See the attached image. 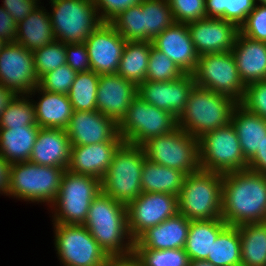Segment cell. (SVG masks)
Masks as SVG:
<instances>
[{
	"label": "cell",
	"mask_w": 266,
	"mask_h": 266,
	"mask_svg": "<svg viewBox=\"0 0 266 266\" xmlns=\"http://www.w3.org/2000/svg\"><path fill=\"white\" fill-rule=\"evenodd\" d=\"M222 219L232 226L266 221V176L251 170L223 174Z\"/></svg>",
	"instance_id": "obj_1"
},
{
	"label": "cell",
	"mask_w": 266,
	"mask_h": 266,
	"mask_svg": "<svg viewBox=\"0 0 266 266\" xmlns=\"http://www.w3.org/2000/svg\"><path fill=\"white\" fill-rule=\"evenodd\" d=\"M83 225L109 257L132 254L134 241L128 229L126 204L101 191L90 204Z\"/></svg>",
	"instance_id": "obj_2"
},
{
	"label": "cell",
	"mask_w": 266,
	"mask_h": 266,
	"mask_svg": "<svg viewBox=\"0 0 266 266\" xmlns=\"http://www.w3.org/2000/svg\"><path fill=\"white\" fill-rule=\"evenodd\" d=\"M233 98L195 85L191 90L185 110L178 118V127L195 138L231 122Z\"/></svg>",
	"instance_id": "obj_3"
},
{
	"label": "cell",
	"mask_w": 266,
	"mask_h": 266,
	"mask_svg": "<svg viewBox=\"0 0 266 266\" xmlns=\"http://www.w3.org/2000/svg\"><path fill=\"white\" fill-rule=\"evenodd\" d=\"M223 174L199 169L185 176L178 213L188 220L222 218Z\"/></svg>",
	"instance_id": "obj_4"
},
{
	"label": "cell",
	"mask_w": 266,
	"mask_h": 266,
	"mask_svg": "<svg viewBox=\"0 0 266 266\" xmlns=\"http://www.w3.org/2000/svg\"><path fill=\"white\" fill-rule=\"evenodd\" d=\"M146 156L142 146L123 142L101 180V191L128 204L142 193L141 176Z\"/></svg>",
	"instance_id": "obj_5"
},
{
	"label": "cell",
	"mask_w": 266,
	"mask_h": 266,
	"mask_svg": "<svg viewBox=\"0 0 266 266\" xmlns=\"http://www.w3.org/2000/svg\"><path fill=\"white\" fill-rule=\"evenodd\" d=\"M66 169L44 166L30 161L9 166L7 196L52 205L56 200Z\"/></svg>",
	"instance_id": "obj_6"
},
{
	"label": "cell",
	"mask_w": 266,
	"mask_h": 266,
	"mask_svg": "<svg viewBox=\"0 0 266 266\" xmlns=\"http://www.w3.org/2000/svg\"><path fill=\"white\" fill-rule=\"evenodd\" d=\"M101 192V180L83 174L64 171L60 190L54 203L53 224L83 225L90 204Z\"/></svg>",
	"instance_id": "obj_7"
},
{
	"label": "cell",
	"mask_w": 266,
	"mask_h": 266,
	"mask_svg": "<svg viewBox=\"0 0 266 266\" xmlns=\"http://www.w3.org/2000/svg\"><path fill=\"white\" fill-rule=\"evenodd\" d=\"M50 3L55 39L64 44L83 43L103 23L93 0H50Z\"/></svg>",
	"instance_id": "obj_8"
},
{
	"label": "cell",
	"mask_w": 266,
	"mask_h": 266,
	"mask_svg": "<svg viewBox=\"0 0 266 266\" xmlns=\"http://www.w3.org/2000/svg\"><path fill=\"white\" fill-rule=\"evenodd\" d=\"M200 169L225 174L248 169L235 128H216L198 138Z\"/></svg>",
	"instance_id": "obj_9"
},
{
	"label": "cell",
	"mask_w": 266,
	"mask_h": 266,
	"mask_svg": "<svg viewBox=\"0 0 266 266\" xmlns=\"http://www.w3.org/2000/svg\"><path fill=\"white\" fill-rule=\"evenodd\" d=\"M178 127V119L136 96L118 123V133L124 142L141 146L148 139L167 134Z\"/></svg>",
	"instance_id": "obj_10"
},
{
	"label": "cell",
	"mask_w": 266,
	"mask_h": 266,
	"mask_svg": "<svg viewBox=\"0 0 266 266\" xmlns=\"http://www.w3.org/2000/svg\"><path fill=\"white\" fill-rule=\"evenodd\" d=\"M141 146L150 161L180 170L185 175L200 169L198 138L179 127L148 139Z\"/></svg>",
	"instance_id": "obj_11"
},
{
	"label": "cell",
	"mask_w": 266,
	"mask_h": 266,
	"mask_svg": "<svg viewBox=\"0 0 266 266\" xmlns=\"http://www.w3.org/2000/svg\"><path fill=\"white\" fill-rule=\"evenodd\" d=\"M192 75L198 87L225 94L238 103L244 98L246 85L240 78L231 51L199 56Z\"/></svg>",
	"instance_id": "obj_12"
},
{
	"label": "cell",
	"mask_w": 266,
	"mask_h": 266,
	"mask_svg": "<svg viewBox=\"0 0 266 266\" xmlns=\"http://www.w3.org/2000/svg\"><path fill=\"white\" fill-rule=\"evenodd\" d=\"M54 245L63 266H104L109 256L84 225L53 224Z\"/></svg>",
	"instance_id": "obj_13"
},
{
	"label": "cell",
	"mask_w": 266,
	"mask_h": 266,
	"mask_svg": "<svg viewBox=\"0 0 266 266\" xmlns=\"http://www.w3.org/2000/svg\"><path fill=\"white\" fill-rule=\"evenodd\" d=\"M128 229L135 241L148 228L178 213V197L167 193L142 192L126 205Z\"/></svg>",
	"instance_id": "obj_14"
},
{
	"label": "cell",
	"mask_w": 266,
	"mask_h": 266,
	"mask_svg": "<svg viewBox=\"0 0 266 266\" xmlns=\"http://www.w3.org/2000/svg\"><path fill=\"white\" fill-rule=\"evenodd\" d=\"M38 82L32 51L16 42L6 43L0 52V85L16 95H28Z\"/></svg>",
	"instance_id": "obj_15"
},
{
	"label": "cell",
	"mask_w": 266,
	"mask_h": 266,
	"mask_svg": "<svg viewBox=\"0 0 266 266\" xmlns=\"http://www.w3.org/2000/svg\"><path fill=\"white\" fill-rule=\"evenodd\" d=\"M195 85L194 76L185 73L172 81L146 80L137 86V95L178 119L185 110L189 94Z\"/></svg>",
	"instance_id": "obj_16"
},
{
	"label": "cell",
	"mask_w": 266,
	"mask_h": 266,
	"mask_svg": "<svg viewBox=\"0 0 266 266\" xmlns=\"http://www.w3.org/2000/svg\"><path fill=\"white\" fill-rule=\"evenodd\" d=\"M126 41L110 23H102L84 41L91 70L99 75L116 74Z\"/></svg>",
	"instance_id": "obj_17"
},
{
	"label": "cell",
	"mask_w": 266,
	"mask_h": 266,
	"mask_svg": "<svg viewBox=\"0 0 266 266\" xmlns=\"http://www.w3.org/2000/svg\"><path fill=\"white\" fill-rule=\"evenodd\" d=\"M71 146H83L122 139L118 124L98 110L73 111L68 127L65 129Z\"/></svg>",
	"instance_id": "obj_18"
},
{
	"label": "cell",
	"mask_w": 266,
	"mask_h": 266,
	"mask_svg": "<svg viewBox=\"0 0 266 266\" xmlns=\"http://www.w3.org/2000/svg\"><path fill=\"white\" fill-rule=\"evenodd\" d=\"M195 50L199 56L207 53L230 52L239 28L221 18H205L187 24Z\"/></svg>",
	"instance_id": "obj_19"
},
{
	"label": "cell",
	"mask_w": 266,
	"mask_h": 266,
	"mask_svg": "<svg viewBox=\"0 0 266 266\" xmlns=\"http://www.w3.org/2000/svg\"><path fill=\"white\" fill-rule=\"evenodd\" d=\"M137 96V85L116 74H102L98 81L97 110L117 124Z\"/></svg>",
	"instance_id": "obj_20"
},
{
	"label": "cell",
	"mask_w": 266,
	"mask_h": 266,
	"mask_svg": "<svg viewBox=\"0 0 266 266\" xmlns=\"http://www.w3.org/2000/svg\"><path fill=\"white\" fill-rule=\"evenodd\" d=\"M152 43L184 73L192 74L195 71L199 55L195 50L187 24L174 23L153 39Z\"/></svg>",
	"instance_id": "obj_21"
},
{
	"label": "cell",
	"mask_w": 266,
	"mask_h": 266,
	"mask_svg": "<svg viewBox=\"0 0 266 266\" xmlns=\"http://www.w3.org/2000/svg\"><path fill=\"white\" fill-rule=\"evenodd\" d=\"M123 139H111L91 145L71 146L68 170L73 173L93 176L102 180L117 148Z\"/></svg>",
	"instance_id": "obj_22"
},
{
	"label": "cell",
	"mask_w": 266,
	"mask_h": 266,
	"mask_svg": "<svg viewBox=\"0 0 266 266\" xmlns=\"http://www.w3.org/2000/svg\"><path fill=\"white\" fill-rule=\"evenodd\" d=\"M71 143L65 129L40 128L29 161L67 169Z\"/></svg>",
	"instance_id": "obj_23"
},
{
	"label": "cell",
	"mask_w": 266,
	"mask_h": 266,
	"mask_svg": "<svg viewBox=\"0 0 266 266\" xmlns=\"http://www.w3.org/2000/svg\"><path fill=\"white\" fill-rule=\"evenodd\" d=\"M189 225L190 220L177 213L162 223L148 228L134 241L133 248L157 250L184 248Z\"/></svg>",
	"instance_id": "obj_24"
},
{
	"label": "cell",
	"mask_w": 266,
	"mask_h": 266,
	"mask_svg": "<svg viewBox=\"0 0 266 266\" xmlns=\"http://www.w3.org/2000/svg\"><path fill=\"white\" fill-rule=\"evenodd\" d=\"M231 52L245 85L266 80V42L238 33Z\"/></svg>",
	"instance_id": "obj_25"
},
{
	"label": "cell",
	"mask_w": 266,
	"mask_h": 266,
	"mask_svg": "<svg viewBox=\"0 0 266 266\" xmlns=\"http://www.w3.org/2000/svg\"><path fill=\"white\" fill-rule=\"evenodd\" d=\"M38 92V103L32 100L37 125L40 128L66 129L72 117L73 108L68 95L45 91L38 86L29 94Z\"/></svg>",
	"instance_id": "obj_26"
},
{
	"label": "cell",
	"mask_w": 266,
	"mask_h": 266,
	"mask_svg": "<svg viewBox=\"0 0 266 266\" xmlns=\"http://www.w3.org/2000/svg\"><path fill=\"white\" fill-rule=\"evenodd\" d=\"M231 124L236 130L244 158L249 161L260 150L266 136V119L238 103L233 109Z\"/></svg>",
	"instance_id": "obj_27"
},
{
	"label": "cell",
	"mask_w": 266,
	"mask_h": 266,
	"mask_svg": "<svg viewBox=\"0 0 266 266\" xmlns=\"http://www.w3.org/2000/svg\"><path fill=\"white\" fill-rule=\"evenodd\" d=\"M39 6L16 26L15 42L32 52L56 40L49 12Z\"/></svg>",
	"instance_id": "obj_28"
},
{
	"label": "cell",
	"mask_w": 266,
	"mask_h": 266,
	"mask_svg": "<svg viewBox=\"0 0 266 266\" xmlns=\"http://www.w3.org/2000/svg\"><path fill=\"white\" fill-rule=\"evenodd\" d=\"M39 130L38 125L0 128V156L10 165L29 161Z\"/></svg>",
	"instance_id": "obj_29"
},
{
	"label": "cell",
	"mask_w": 266,
	"mask_h": 266,
	"mask_svg": "<svg viewBox=\"0 0 266 266\" xmlns=\"http://www.w3.org/2000/svg\"><path fill=\"white\" fill-rule=\"evenodd\" d=\"M227 225L222 218L190 221L184 246L190 260H206L217 236Z\"/></svg>",
	"instance_id": "obj_30"
},
{
	"label": "cell",
	"mask_w": 266,
	"mask_h": 266,
	"mask_svg": "<svg viewBox=\"0 0 266 266\" xmlns=\"http://www.w3.org/2000/svg\"><path fill=\"white\" fill-rule=\"evenodd\" d=\"M185 174L145 159L141 176L142 192L167 193L178 197Z\"/></svg>",
	"instance_id": "obj_31"
},
{
	"label": "cell",
	"mask_w": 266,
	"mask_h": 266,
	"mask_svg": "<svg viewBox=\"0 0 266 266\" xmlns=\"http://www.w3.org/2000/svg\"><path fill=\"white\" fill-rule=\"evenodd\" d=\"M152 41H126L117 74L139 85L146 81Z\"/></svg>",
	"instance_id": "obj_32"
},
{
	"label": "cell",
	"mask_w": 266,
	"mask_h": 266,
	"mask_svg": "<svg viewBox=\"0 0 266 266\" xmlns=\"http://www.w3.org/2000/svg\"><path fill=\"white\" fill-rule=\"evenodd\" d=\"M241 266H266V221L238 226Z\"/></svg>",
	"instance_id": "obj_33"
},
{
	"label": "cell",
	"mask_w": 266,
	"mask_h": 266,
	"mask_svg": "<svg viewBox=\"0 0 266 266\" xmlns=\"http://www.w3.org/2000/svg\"><path fill=\"white\" fill-rule=\"evenodd\" d=\"M206 261L214 266H241V238L238 226L227 225L219 233Z\"/></svg>",
	"instance_id": "obj_34"
},
{
	"label": "cell",
	"mask_w": 266,
	"mask_h": 266,
	"mask_svg": "<svg viewBox=\"0 0 266 266\" xmlns=\"http://www.w3.org/2000/svg\"><path fill=\"white\" fill-rule=\"evenodd\" d=\"M143 41H152L175 23L168 0H142Z\"/></svg>",
	"instance_id": "obj_35"
},
{
	"label": "cell",
	"mask_w": 266,
	"mask_h": 266,
	"mask_svg": "<svg viewBox=\"0 0 266 266\" xmlns=\"http://www.w3.org/2000/svg\"><path fill=\"white\" fill-rule=\"evenodd\" d=\"M100 75L90 70L78 72L67 94L73 111L97 110V89Z\"/></svg>",
	"instance_id": "obj_36"
},
{
	"label": "cell",
	"mask_w": 266,
	"mask_h": 266,
	"mask_svg": "<svg viewBox=\"0 0 266 266\" xmlns=\"http://www.w3.org/2000/svg\"><path fill=\"white\" fill-rule=\"evenodd\" d=\"M206 18H221L238 28L256 5L254 0H205Z\"/></svg>",
	"instance_id": "obj_37"
},
{
	"label": "cell",
	"mask_w": 266,
	"mask_h": 266,
	"mask_svg": "<svg viewBox=\"0 0 266 266\" xmlns=\"http://www.w3.org/2000/svg\"><path fill=\"white\" fill-rule=\"evenodd\" d=\"M30 95H16L0 117V128L12 129L37 125L34 105Z\"/></svg>",
	"instance_id": "obj_38"
},
{
	"label": "cell",
	"mask_w": 266,
	"mask_h": 266,
	"mask_svg": "<svg viewBox=\"0 0 266 266\" xmlns=\"http://www.w3.org/2000/svg\"><path fill=\"white\" fill-rule=\"evenodd\" d=\"M132 253L142 266H190V258L184 248L164 250L133 248Z\"/></svg>",
	"instance_id": "obj_39"
},
{
	"label": "cell",
	"mask_w": 266,
	"mask_h": 266,
	"mask_svg": "<svg viewBox=\"0 0 266 266\" xmlns=\"http://www.w3.org/2000/svg\"><path fill=\"white\" fill-rule=\"evenodd\" d=\"M143 6H131L114 18L110 24L127 41H143Z\"/></svg>",
	"instance_id": "obj_40"
},
{
	"label": "cell",
	"mask_w": 266,
	"mask_h": 266,
	"mask_svg": "<svg viewBox=\"0 0 266 266\" xmlns=\"http://www.w3.org/2000/svg\"><path fill=\"white\" fill-rule=\"evenodd\" d=\"M34 58L35 73L40 78L49 71L66 64L65 44L61 41H53L32 52Z\"/></svg>",
	"instance_id": "obj_41"
},
{
	"label": "cell",
	"mask_w": 266,
	"mask_h": 266,
	"mask_svg": "<svg viewBox=\"0 0 266 266\" xmlns=\"http://www.w3.org/2000/svg\"><path fill=\"white\" fill-rule=\"evenodd\" d=\"M185 73L163 52L153 45L149 52L146 80L149 81H172L183 76Z\"/></svg>",
	"instance_id": "obj_42"
},
{
	"label": "cell",
	"mask_w": 266,
	"mask_h": 266,
	"mask_svg": "<svg viewBox=\"0 0 266 266\" xmlns=\"http://www.w3.org/2000/svg\"><path fill=\"white\" fill-rule=\"evenodd\" d=\"M76 75L77 72L73 71L67 64H63L41 76L38 87L45 91L67 95Z\"/></svg>",
	"instance_id": "obj_43"
},
{
	"label": "cell",
	"mask_w": 266,
	"mask_h": 266,
	"mask_svg": "<svg viewBox=\"0 0 266 266\" xmlns=\"http://www.w3.org/2000/svg\"><path fill=\"white\" fill-rule=\"evenodd\" d=\"M175 23L188 24L206 18L205 0H168Z\"/></svg>",
	"instance_id": "obj_44"
},
{
	"label": "cell",
	"mask_w": 266,
	"mask_h": 266,
	"mask_svg": "<svg viewBox=\"0 0 266 266\" xmlns=\"http://www.w3.org/2000/svg\"><path fill=\"white\" fill-rule=\"evenodd\" d=\"M241 35L266 42V5L256 4L245 22L239 27Z\"/></svg>",
	"instance_id": "obj_45"
},
{
	"label": "cell",
	"mask_w": 266,
	"mask_h": 266,
	"mask_svg": "<svg viewBox=\"0 0 266 266\" xmlns=\"http://www.w3.org/2000/svg\"><path fill=\"white\" fill-rule=\"evenodd\" d=\"M240 104L251 113L266 119V80L247 84Z\"/></svg>",
	"instance_id": "obj_46"
},
{
	"label": "cell",
	"mask_w": 266,
	"mask_h": 266,
	"mask_svg": "<svg viewBox=\"0 0 266 266\" xmlns=\"http://www.w3.org/2000/svg\"><path fill=\"white\" fill-rule=\"evenodd\" d=\"M141 2L142 0H93L98 15L103 23H110L121 12Z\"/></svg>",
	"instance_id": "obj_47"
},
{
	"label": "cell",
	"mask_w": 266,
	"mask_h": 266,
	"mask_svg": "<svg viewBox=\"0 0 266 266\" xmlns=\"http://www.w3.org/2000/svg\"><path fill=\"white\" fill-rule=\"evenodd\" d=\"M66 64L75 72H88L91 64L85 43L65 44Z\"/></svg>",
	"instance_id": "obj_48"
},
{
	"label": "cell",
	"mask_w": 266,
	"mask_h": 266,
	"mask_svg": "<svg viewBox=\"0 0 266 266\" xmlns=\"http://www.w3.org/2000/svg\"><path fill=\"white\" fill-rule=\"evenodd\" d=\"M3 8L13 17L14 22H22L37 6L39 0H3Z\"/></svg>",
	"instance_id": "obj_49"
},
{
	"label": "cell",
	"mask_w": 266,
	"mask_h": 266,
	"mask_svg": "<svg viewBox=\"0 0 266 266\" xmlns=\"http://www.w3.org/2000/svg\"><path fill=\"white\" fill-rule=\"evenodd\" d=\"M16 26L13 17L1 6L0 7V38L6 43L16 40Z\"/></svg>",
	"instance_id": "obj_50"
},
{
	"label": "cell",
	"mask_w": 266,
	"mask_h": 266,
	"mask_svg": "<svg viewBox=\"0 0 266 266\" xmlns=\"http://www.w3.org/2000/svg\"><path fill=\"white\" fill-rule=\"evenodd\" d=\"M248 170L266 176V136L261 143L260 150L248 161Z\"/></svg>",
	"instance_id": "obj_51"
},
{
	"label": "cell",
	"mask_w": 266,
	"mask_h": 266,
	"mask_svg": "<svg viewBox=\"0 0 266 266\" xmlns=\"http://www.w3.org/2000/svg\"><path fill=\"white\" fill-rule=\"evenodd\" d=\"M104 266H142L140 261L132 253L127 256L109 257Z\"/></svg>",
	"instance_id": "obj_52"
},
{
	"label": "cell",
	"mask_w": 266,
	"mask_h": 266,
	"mask_svg": "<svg viewBox=\"0 0 266 266\" xmlns=\"http://www.w3.org/2000/svg\"><path fill=\"white\" fill-rule=\"evenodd\" d=\"M10 164L0 156V194H7Z\"/></svg>",
	"instance_id": "obj_53"
},
{
	"label": "cell",
	"mask_w": 266,
	"mask_h": 266,
	"mask_svg": "<svg viewBox=\"0 0 266 266\" xmlns=\"http://www.w3.org/2000/svg\"><path fill=\"white\" fill-rule=\"evenodd\" d=\"M15 97L16 94L13 91L3 85H0V117Z\"/></svg>",
	"instance_id": "obj_54"
},
{
	"label": "cell",
	"mask_w": 266,
	"mask_h": 266,
	"mask_svg": "<svg viewBox=\"0 0 266 266\" xmlns=\"http://www.w3.org/2000/svg\"><path fill=\"white\" fill-rule=\"evenodd\" d=\"M190 266H214L206 260H190Z\"/></svg>",
	"instance_id": "obj_55"
},
{
	"label": "cell",
	"mask_w": 266,
	"mask_h": 266,
	"mask_svg": "<svg viewBox=\"0 0 266 266\" xmlns=\"http://www.w3.org/2000/svg\"><path fill=\"white\" fill-rule=\"evenodd\" d=\"M255 3H259V4H263V5H266V0H254Z\"/></svg>",
	"instance_id": "obj_56"
},
{
	"label": "cell",
	"mask_w": 266,
	"mask_h": 266,
	"mask_svg": "<svg viewBox=\"0 0 266 266\" xmlns=\"http://www.w3.org/2000/svg\"><path fill=\"white\" fill-rule=\"evenodd\" d=\"M6 44L5 41H3L1 38H0V52H1V49L3 48V46Z\"/></svg>",
	"instance_id": "obj_57"
}]
</instances>
